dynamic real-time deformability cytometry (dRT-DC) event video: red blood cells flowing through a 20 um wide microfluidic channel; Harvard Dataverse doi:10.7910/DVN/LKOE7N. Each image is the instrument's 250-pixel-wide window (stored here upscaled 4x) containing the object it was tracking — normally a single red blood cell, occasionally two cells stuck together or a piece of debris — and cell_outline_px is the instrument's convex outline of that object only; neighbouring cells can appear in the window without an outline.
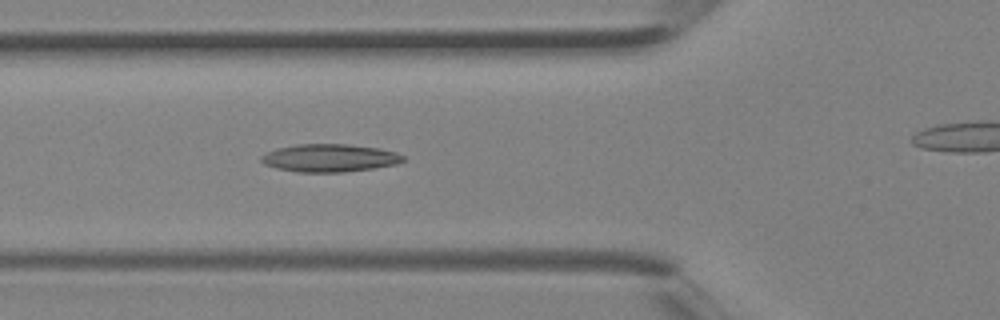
{"species": "Egyptian fruit bat (a non-hibernating species)", "species_latin": "Rousettus aegyptiacus", "temperature_condition": "room temperature", "stored_images_in_passage": 26, "camera_frame_rate_fps": 3000, "um_per_image_px": 0.085, "animal": {"sex": "female"}, "frame": {"image": 1, "passage_image": 6, "time_ms": 1.667, "image_size_px": [1000, 320], "cell_outline_px": [[404, 160], [396, 164], [372, 168], [344, 172], [296, 172], [276, 168], [264, 164], [260, 160], [260, 156], [276, 148], [296, 144], [348, 144], [380, 148], [396, 152], [404, 156]], "centroid_in_image_um": [27.99, 13.42], "position_along_channel_um": 97.8, "area_um2": 23.06}}
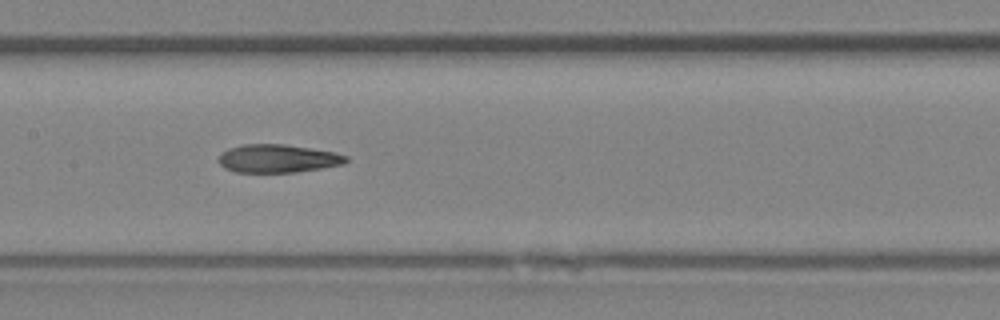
{"frame": {"image": 2, "passage_image": 11, "time_ms": 3.333, "image_size_px": [1000, 320], "cell_outline_px": [[348, 160], [344, 164], [296, 172], [236, 172], [224, 168], [216, 160], [220, 152], [228, 148], [244, 144], [284, 144], [336, 152], [348, 156]], "centroid_in_image_um": [23.58, 13.47], "position_along_channel_um": 183.8, "area_um2": 21.1}}
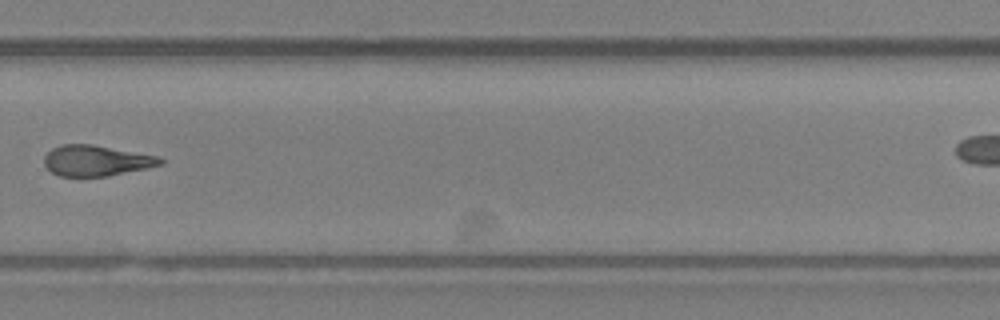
{"frame": {"image": 3, "passage_image": 19, "time_ms": 6.0, "image_size_px": [1000, 320], "cell_outline_px": [[164, 164], [108, 176], [60, 176], [52, 172], [44, 164], [44, 156], [52, 148], [60, 144], [92, 144], [160, 156], [164, 160]], "centroid_in_image_um": [8.19, 13.64], "position_along_channel_um": 321.6, "area_um2": 20.81}}